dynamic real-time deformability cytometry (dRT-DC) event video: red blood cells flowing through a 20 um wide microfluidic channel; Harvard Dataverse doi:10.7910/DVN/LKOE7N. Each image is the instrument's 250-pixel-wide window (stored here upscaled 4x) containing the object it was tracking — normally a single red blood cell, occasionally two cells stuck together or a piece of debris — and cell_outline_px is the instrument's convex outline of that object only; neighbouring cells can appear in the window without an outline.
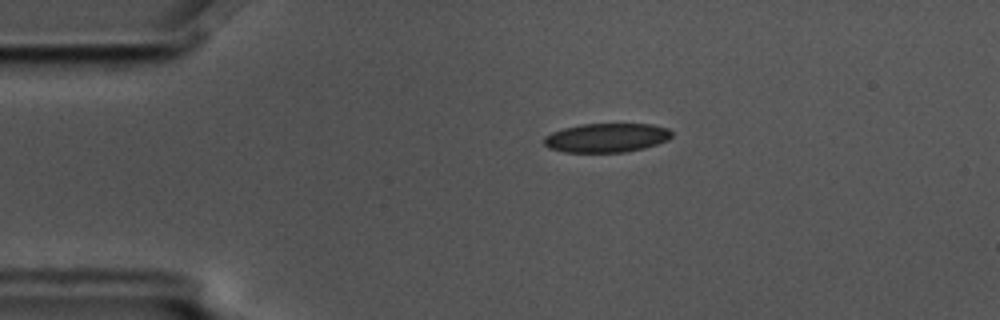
{"species": "common noctule bat (a hibernating species)", "species_latin": "Nyctalus noctula", "temperature_condition": "cold", "stored_images_in_passage": 5, "camera_frame_rate_fps": 3000, "um_per_image_px": 0.085, "animal": {"sex": "male", "body_mass_g": 17.5, "forearm_length_mm": 52.3}, "frame": {"image": 1, "passage_image": 2, "time_ms": 0.333, "image_size_px": [1000, 320], "cell_outline_px": [[672, 136], [668, 140], [644, 148], [628, 152], [564, 152], [548, 148], [544, 144], [544, 136], [552, 132], [564, 128], [580, 124], [652, 124], [668, 128], [672, 132]], "centroid_in_image_um": [51.56, 11.71], "position_along_channel_um": 33.4, "area_um2": 21.73}}